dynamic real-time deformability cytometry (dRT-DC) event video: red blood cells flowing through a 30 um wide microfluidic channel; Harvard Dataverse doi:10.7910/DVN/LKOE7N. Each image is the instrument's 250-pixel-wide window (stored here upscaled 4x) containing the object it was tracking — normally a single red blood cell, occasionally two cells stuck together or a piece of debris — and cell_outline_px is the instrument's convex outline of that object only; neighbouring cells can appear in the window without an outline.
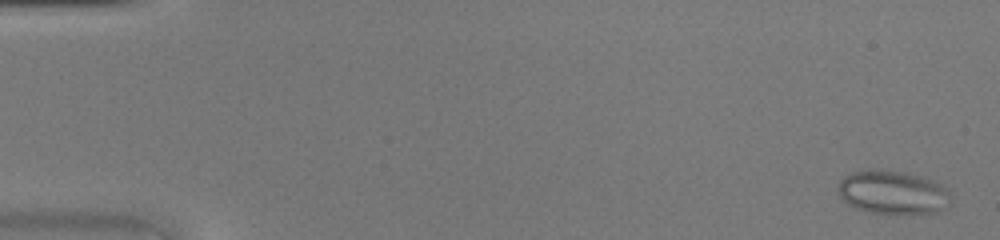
{"species": "common noctule bat (a hibernating species)", "species_latin": "Nyctalus noctula", "temperature_condition": "warm", "stored_images_in_passage": 46, "camera_frame_rate_fps": 3000, "um_per_image_px": 0.085, "animal": {"sex": "female", "body_mass_g": 20.0, "forearm_length_mm": 54.0}, "frame": {"image": 1, "passage_image": 2, "time_ms": 0.333, "image_size_px": [1000, 240], "cell_outline_px": [[948, 192], [940, 212], [868, 212], [856, 208], [848, 204], [840, 196], [836, 188], [840, 180], [844, 176], [852, 172], [908, 172], [924, 176], [948, 188]], "centroid_in_image_um": [75.82, 16.34], "position_along_channel_um": 9.2, "area_um2": 27.4}}
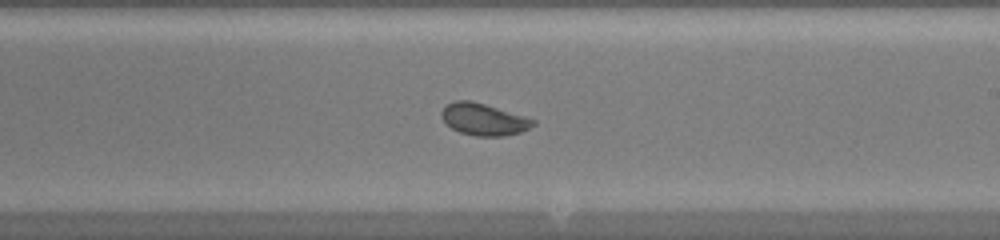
{"frame": {"image": 2, "passage_image": 28, "time_ms": 9.0, "image_size_px": [1000, 240], "cell_outline_px": [[536, 124], [520, 132], [504, 136], [476, 136], [460, 132], [452, 128], [440, 116], [440, 112], [448, 104], [456, 100], [472, 100], [524, 116], [536, 120]], "centroid_in_image_um": [41.11, 10.14], "position_along_channel_um": 247.9, "area_um2": 16.88}}
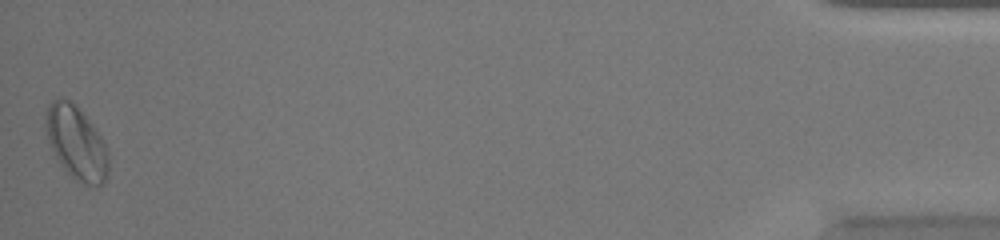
{"frame": {"image": 3, "passage_image": 46, "time_ms": 15.0, "image_size_px": [1000, 240], "cell_outline_px": [[108, 172], [104, 184], [88, 184], [72, 176], [60, 164], [52, 148], [44, 124], [44, 116], [48, 104], [52, 100], [64, 96], [76, 104], [92, 124], [100, 136], [108, 152]], "centroid_in_image_um": [6.47, 12.06], "position_along_channel_um": 428.7, "area_um2": 26.53}}